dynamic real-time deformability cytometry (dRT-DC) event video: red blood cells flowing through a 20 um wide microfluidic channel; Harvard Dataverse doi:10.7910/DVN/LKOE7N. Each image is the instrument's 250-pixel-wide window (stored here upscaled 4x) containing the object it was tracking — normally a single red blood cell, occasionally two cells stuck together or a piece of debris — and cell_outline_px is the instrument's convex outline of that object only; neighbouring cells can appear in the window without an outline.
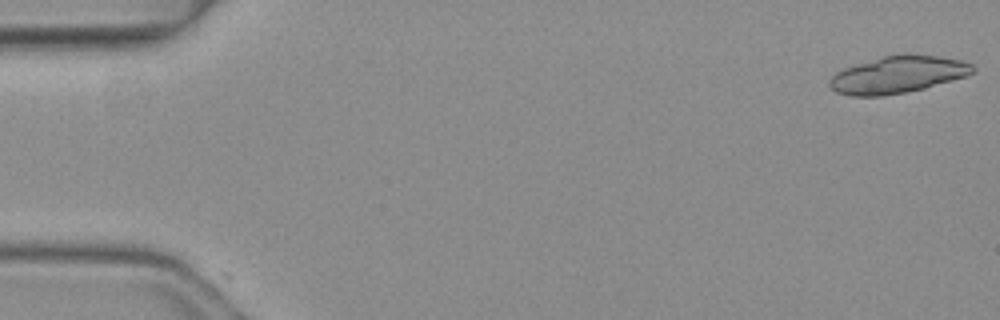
{"species": "common noctule bat (a hibernating species)", "species_latin": "Nyctalus noctula", "temperature_condition": "warm", "stored_images_in_passage": 6, "camera_frame_rate_fps": 3000, "um_per_image_px": 0.085, "animal": {"sex": "female", "body_mass_g": 19.3, "forearm_length_mm": 54.1}, "frame": {"image": 1, "passage_image": 1, "time_ms": 0.0, "image_size_px": [1000, 320], "cell_outline_px": [[976, 72], [968, 76], [924, 88], [884, 96], [852, 96], [836, 92], [828, 84], [828, 80], [836, 72], [844, 68], [880, 56], [904, 52], [936, 56], [960, 60], [972, 64], [976, 68]], "centroid_in_image_um": [76.33, 6.32], "position_along_channel_um": 8.7, "area_um2": 31.33}}